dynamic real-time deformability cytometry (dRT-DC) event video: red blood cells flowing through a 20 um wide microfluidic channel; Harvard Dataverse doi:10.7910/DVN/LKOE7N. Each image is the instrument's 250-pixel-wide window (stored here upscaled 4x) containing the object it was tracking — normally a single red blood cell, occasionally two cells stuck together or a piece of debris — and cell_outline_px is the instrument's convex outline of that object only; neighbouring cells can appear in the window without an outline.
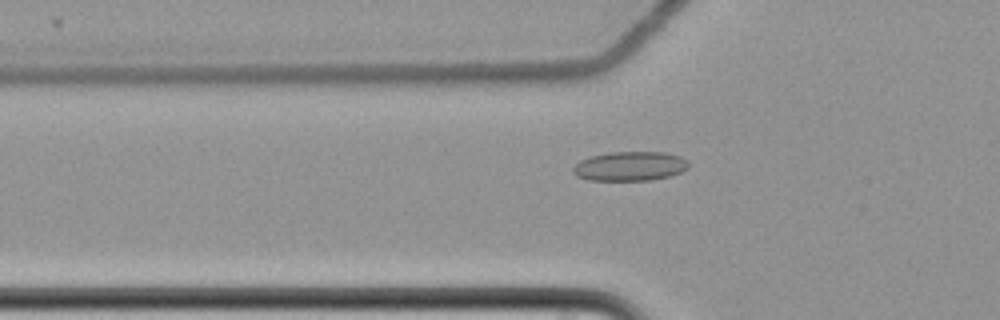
{"species": "common noctule bat (a hibernating species)", "species_latin": "Nyctalus noctula", "temperature_condition": "cold", "stored_images_in_passage": 61, "camera_frame_rate_fps": 3000, "um_per_image_px": 0.085, "animal": {"sex": "female", "body_mass_g": 22.7, "forearm_length_mm": 54.2}, "frame": {"image": 1, "passage_image": 22, "time_ms": 7.0, "image_size_px": [1000, 320], "cell_outline_px": [[688, 168], [680, 172], [668, 176], [652, 180], [588, 180], [576, 176], [572, 172], [572, 168], [580, 160], [592, 156], [608, 152], [664, 152], [680, 156], [688, 160]], "centroid_in_image_um": [53.53, 14.12], "position_along_channel_um": 72.3, "area_um2": 19.77}}
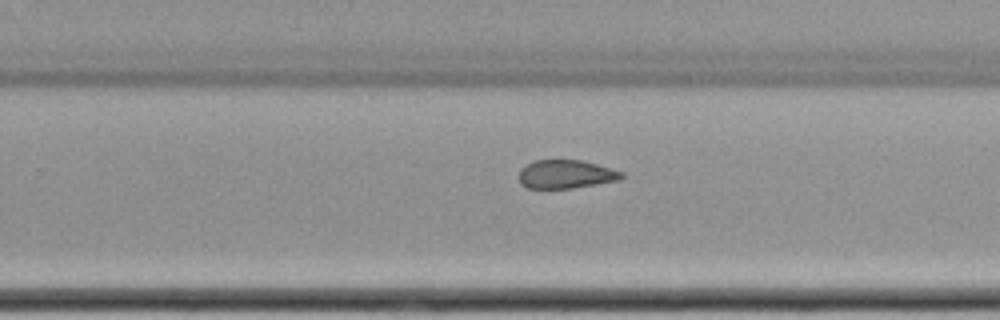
{"frame": {"image": 2, "passage_image": 40, "time_ms": 13.0, "image_size_px": [1000, 320], "cell_outline_px": [[624, 176], [620, 180], [572, 188], [528, 188], [520, 184], [520, 168], [536, 160], [580, 160], [596, 164], [624, 172]], "centroid_in_image_um": [48.11, 14.81], "position_along_channel_um": 281.7, "area_um2": 16.94}}
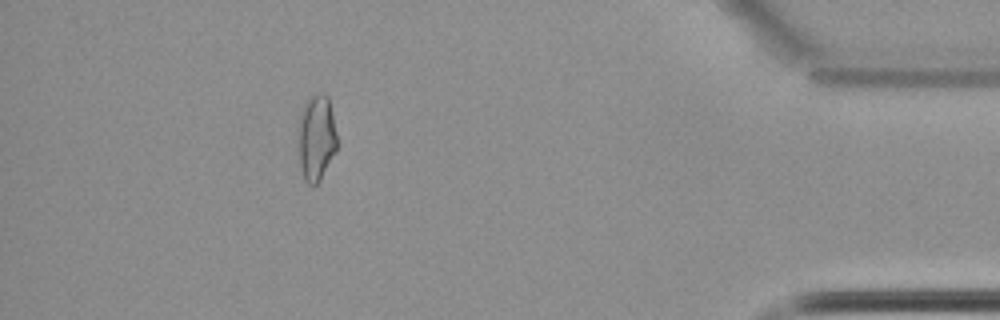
{"frame": {"image": 3, "passage_image": 55, "time_ms": 18.0, "image_size_px": [1000, 320], "cell_outline_px": [[336, 152], [320, 180], [316, 184], [308, 184], [304, 180], [300, 164], [296, 136], [300, 112], [308, 96], [316, 92], [324, 92], [328, 96], [336, 132]], "centroid_in_image_um": [26.85, 11.66], "position_along_channel_um": 408.3, "area_um2": 20.0}, "authors_computed_cell_mechanics": {"area_um2": 19.1318, "velocity_mm_per_s": 3.5066, "shape_relaxation_time_tau1_ms": null, "shape_relaxation_time_tau2_ms": 2.685, "deformation_change_tau1": null, "deformation_change_tau2": 0.0824}}